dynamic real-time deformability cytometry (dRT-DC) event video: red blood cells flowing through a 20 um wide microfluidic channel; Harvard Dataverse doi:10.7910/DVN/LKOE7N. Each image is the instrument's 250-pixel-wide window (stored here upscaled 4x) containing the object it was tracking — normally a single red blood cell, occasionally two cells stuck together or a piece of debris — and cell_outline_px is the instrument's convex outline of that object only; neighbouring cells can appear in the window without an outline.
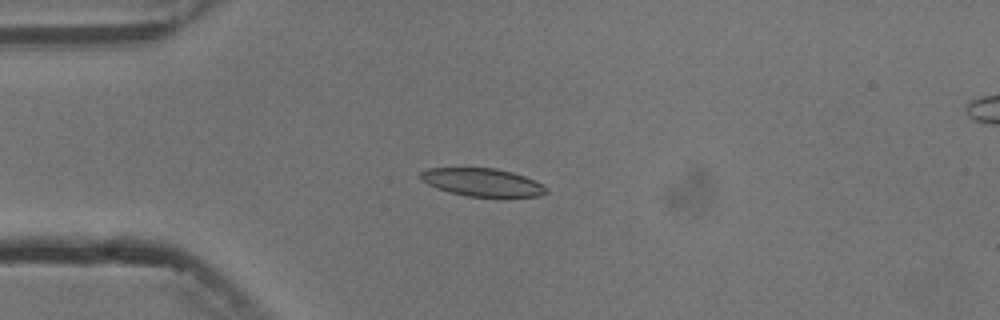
{"species": "common noctule bat (a hibernating species)", "species_latin": "Nyctalus noctula", "temperature_condition": "cold", "stored_images_in_passage": 6, "camera_frame_rate_fps": 3000, "um_per_image_px": 0.085, "animal": {"sex": "male", "body_mass_g": 13.3}, "frame": {"image": 1, "passage_image": 4, "time_ms": 3.667, "image_size_px": [1000, 320], "cell_outline_px": [[548, 192], [540, 196], [468, 196], [436, 188], [420, 180], [420, 172], [428, 168], [496, 168], [512, 172], [524, 176], [548, 188]], "centroid_in_image_um": [40.97, 15.48], "position_along_channel_um": 44.0, "area_um2": 20.17}}
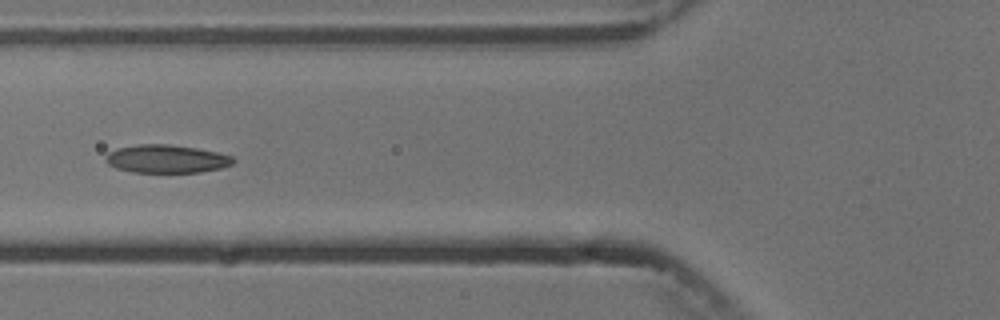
{"frame": {"image": 2, "passage_image": 6, "time_ms": 6.0, "image_size_px": [1000, 320], "cell_outline_px": [[236, 160], [232, 164], [220, 168], [200, 172], [132, 172], [116, 168], [108, 164], [104, 160], [104, 156], [108, 152], [116, 148], [140, 144], [168, 144], [196, 148], [216, 152], [232, 156]], "centroid_in_image_um": [14.11, 13.5], "position_along_channel_um": 111.7, "area_um2": 20.92}}